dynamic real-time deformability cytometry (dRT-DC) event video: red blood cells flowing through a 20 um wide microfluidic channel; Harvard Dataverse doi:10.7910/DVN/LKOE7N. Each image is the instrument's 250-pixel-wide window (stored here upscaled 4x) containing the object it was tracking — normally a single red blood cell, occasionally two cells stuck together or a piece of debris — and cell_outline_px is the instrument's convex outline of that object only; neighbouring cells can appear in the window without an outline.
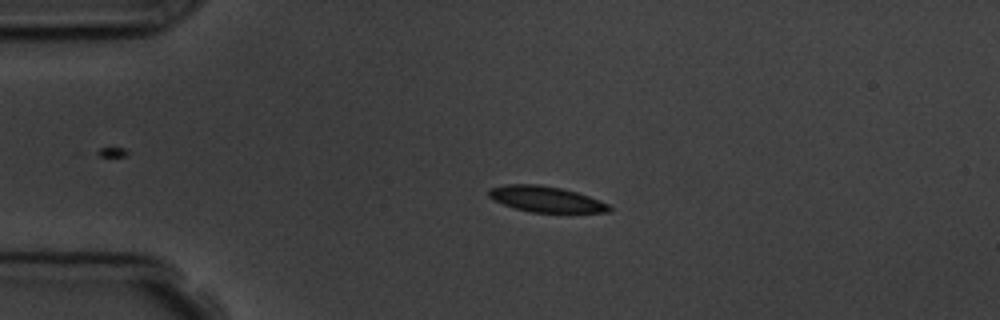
{"species": "common noctule bat (a hibernating species)", "species_latin": "Nyctalus noctula", "temperature_condition": "room temperature", "stored_images_in_passage": 5, "camera_frame_rate_fps": 3000, "um_per_image_px": 0.085, "animal": {"sex": "male", "body_mass_g": 19.5, "forearm_length_mm": 54.6}, "frame": {"image": 1, "passage_image": 4, "time_ms": 3.667, "image_size_px": [1000, 320], "cell_outline_px": [[612, 212], [528, 212], [492, 200], [488, 196], [488, 192], [492, 188], [504, 184], [540, 184], [560, 188], [576, 192], [600, 200], [608, 204], [612, 208]], "centroid_in_image_um": [46.4, 16.92], "position_along_channel_um": 38.6, "area_um2": 18.03}}